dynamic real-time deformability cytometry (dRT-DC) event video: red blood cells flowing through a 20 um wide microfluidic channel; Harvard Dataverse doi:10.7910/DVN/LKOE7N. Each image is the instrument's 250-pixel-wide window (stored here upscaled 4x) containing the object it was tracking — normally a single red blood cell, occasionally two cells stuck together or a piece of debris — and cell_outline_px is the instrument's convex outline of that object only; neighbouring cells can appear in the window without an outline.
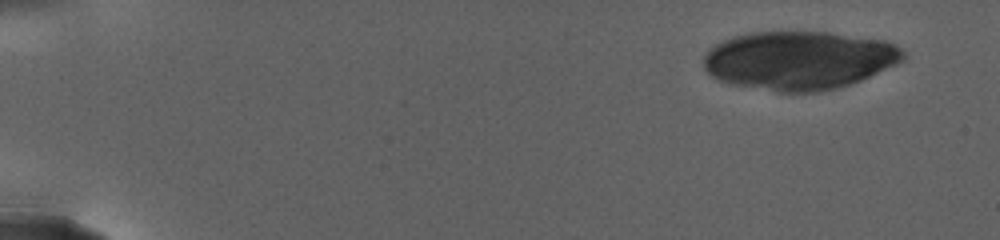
{"species": "human", "species_latin": "Homo sapiens", "temperature_condition": "warm", "stored_images_in_passage": 42, "camera_frame_rate_fps": 3000, "um_per_image_px": 0.085, "donor": {"sex": "female"}, "frame": {"image": 1, "passage_image": 1, "time_ms": 0.0, "image_size_px": [1000, 240], "cell_outline_px": [[904, 60], [896, 64], [860, 80], [836, 88], [820, 92], [780, 92], [728, 84], [716, 80], [704, 68], [704, 56], [716, 44], [732, 36], [748, 32], [828, 32], [884, 40], [900, 48], [904, 52]], "centroid_in_image_um": [67.89, 5.13], "position_along_channel_um": 17.1, "area_um2": 67.97}}